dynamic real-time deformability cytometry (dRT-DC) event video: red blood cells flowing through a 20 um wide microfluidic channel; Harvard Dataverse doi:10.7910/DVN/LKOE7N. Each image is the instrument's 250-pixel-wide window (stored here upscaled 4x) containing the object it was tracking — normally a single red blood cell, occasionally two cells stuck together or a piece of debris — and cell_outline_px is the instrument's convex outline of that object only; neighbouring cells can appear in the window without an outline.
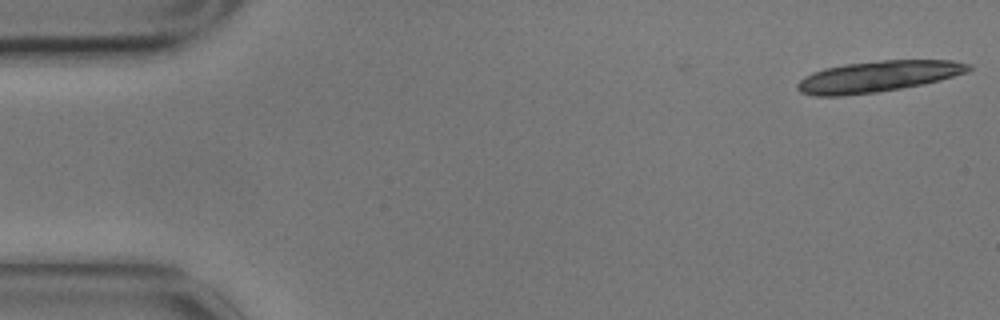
{"species": "common noctule bat (a hibernating species)", "species_latin": "Nyctalus noctula", "temperature_condition": "cold", "stored_images_in_passage": 18, "camera_frame_rate_fps": 3000, "um_per_image_px": 0.085, "animal": {"sex": "male", "body_mass_g": 17.9}, "frame": {"image": 1, "passage_image": 1, "time_ms": 0.0, "image_size_px": [1000, 320], "cell_outline_px": [[972, 68], [968, 72], [940, 80], [924, 84], [876, 92], [840, 96], [812, 96], [800, 92], [796, 88], [796, 84], [804, 76], [812, 72], [824, 68], [844, 64], [880, 60], [952, 60], [972, 64]], "centroid_in_image_um": [74.61, 6.49], "position_along_channel_um": 10.4, "area_um2": 31.21}}